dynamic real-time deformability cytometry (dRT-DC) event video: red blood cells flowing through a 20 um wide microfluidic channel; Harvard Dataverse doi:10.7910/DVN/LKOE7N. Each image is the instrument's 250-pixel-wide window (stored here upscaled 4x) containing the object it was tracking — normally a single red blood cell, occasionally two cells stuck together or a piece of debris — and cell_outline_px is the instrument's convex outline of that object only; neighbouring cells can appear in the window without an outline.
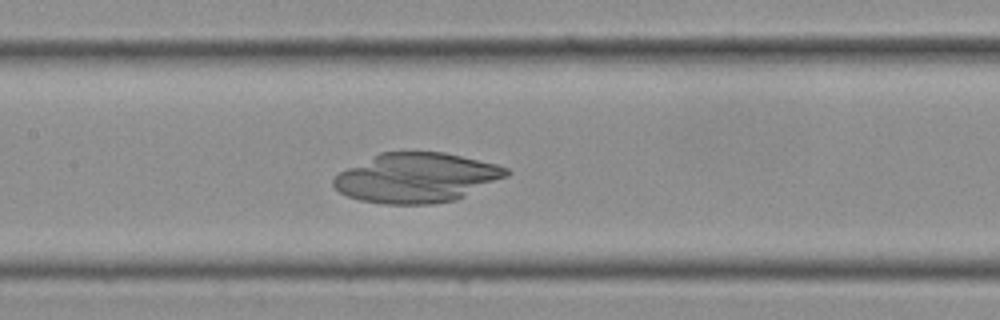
{"species": "Egyptian fruit bat (a non-hibernating species)", "species_latin": "Rousettus aegyptiacus", "temperature_condition": "cold", "stored_images_in_passage": 20, "camera_frame_rate_fps": 3000, "um_per_image_px": 0.085, "frame": {"image": 1, "passage_image": 14, "time_ms": 4.333, "image_size_px": [1000, 320], "cell_outline_px": [[512, 172], [508, 176], [456, 200], [432, 204], [384, 204], [360, 200], [348, 196], [340, 192], [332, 184], [332, 180], [340, 172], [380, 152], [444, 152], [496, 164], [508, 168]], "centroid_in_image_um": [35.43, 15.11], "position_along_channel_um": 172.0, "area_um2": 49.77}}
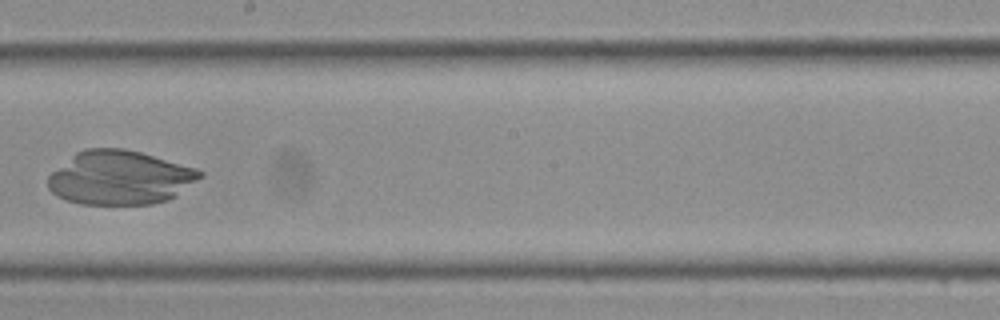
{"frame": {"image": 2, "passage_image": 17, "time_ms": 5.333, "image_size_px": [1000, 320], "cell_outline_px": [[204, 176], [176, 196], [168, 200], [152, 204], [80, 204], [56, 196], [48, 188], [48, 176], [52, 172], [76, 152], [84, 148], [124, 148], [140, 152], [196, 168], [204, 172]], "centroid_in_image_um": [10.21, 15.1], "position_along_channel_um": 238.0, "area_um2": 47.86}}
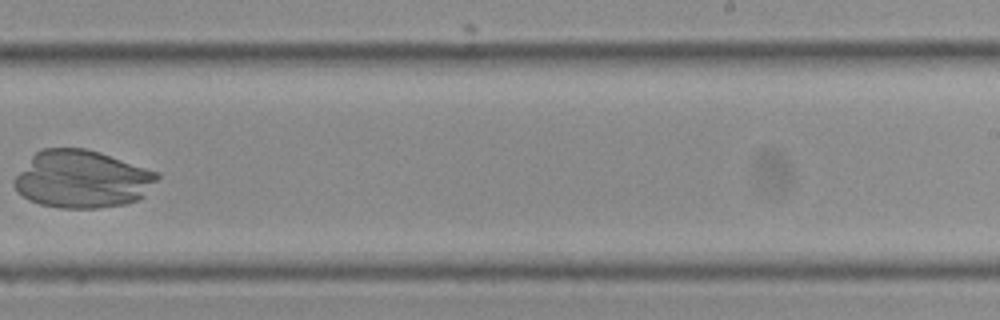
{"frame": {"image": 3, "passage_image": 19, "time_ms": 6.0, "image_size_px": [1000, 320], "cell_outline_px": [[160, 176], [144, 196], [128, 204], [96, 208], [60, 208], [40, 204], [28, 200], [16, 192], [16, 176], [32, 156], [36, 152], [44, 148], [84, 148], [100, 152], [160, 172]], "centroid_in_image_um": [7.01, 15.23], "position_along_channel_um": 282.0, "area_um2": 47.97}}